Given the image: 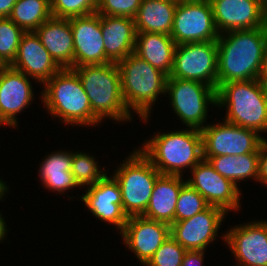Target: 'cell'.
Returning <instances> with one entry per match:
<instances>
[{
	"mask_svg": "<svg viewBox=\"0 0 267 266\" xmlns=\"http://www.w3.org/2000/svg\"><path fill=\"white\" fill-rule=\"evenodd\" d=\"M74 39V68L111 62L105 55L101 15L97 12L69 18Z\"/></svg>",
	"mask_w": 267,
	"mask_h": 266,
	"instance_id": "2e32d148",
	"label": "cell"
},
{
	"mask_svg": "<svg viewBox=\"0 0 267 266\" xmlns=\"http://www.w3.org/2000/svg\"><path fill=\"white\" fill-rule=\"evenodd\" d=\"M219 34L267 26V14L257 0H209Z\"/></svg>",
	"mask_w": 267,
	"mask_h": 266,
	"instance_id": "d6986e66",
	"label": "cell"
},
{
	"mask_svg": "<svg viewBox=\"0 0 267 266\" xmlns=\"http://www.w3.org/2000/svg\"><path fill=\"white\" fill-rule=\"evenodd\" d=\"M209 206L202 195L188 183H185L178 195L175 209V222L189 219L206 210Z\"/></svg>",
	"mask_w": 267,
	"mask_h": 266,
	"instance_id": "4dcf8cb0",
	"label": "cell"
},
{
	"mask_svg": "<svg viewBox=\"0 0 267 266\" xmlns=\"http://www.w3.org/2000/svg\"><path fill=\"white\" fill-rule=\"evenodd\" d=\"M120 234L125 246L144 266L170 236V225L144 216H131Z\"/></svg>",
	"mask_w": 267,
	"mask_h": 266,
	"instance_id": "e0dca14e",
	"label": "cell"
},
{
	"mask_svg": "<svg viewBox=\"0 0 267 266\" xmlns=\"http://www.w3.org/2000/svg\"><path fill=\"white\" fill-rule=\"evenodd\" d=\"M30 77L10 66H0V126L17 127V114L34 101Z\"/></svg>",
	"mask_w": 267,
	"mask_h": 266,
	"instance_id": "9a60e30c",
	"label": "cell"
},
{
	"mask_svg": "<svg viewBox=\"0 0 267 266\" xmlns=\"http://www.w3.org/2000/svg\"><path fill=\"white\" fill-rule=\"evenodd\" d=\"M101 32L105 55L112 63L134 53L137 33L134 18L101 15Z\"/></svg>",
	"mask_w": 267,
	"mask_h": 266,
	"instance_id": "44dd1931",
	"label": "cell"
},
{
	"mask_svg": "<svg viewBox=\"0 0 267 266\" xmlns=\"http://www.w3.org/2000/svg\"><path fill=\"white\" fill-rule=\"evenodd\" d=\"M182 177L161 174L155 182L149 205L142 216L169 225L173 224L178 195L186 183Z\"/></svg>",
	"mask_w": 267,
	"mask_h": 266,
	"instance_id": "603a6c76",
	"label": "cell"
},
{
	"mask_svg": "<svg viewBox=\"0 0 267 266\" xmlns=\"http://www.w3.org/2000/svg\"><path fill=\"white\" fill-rule=\"evenodd\" d=\"M226 212L219 207L209 206L195 216L170 225V236L187 251H205L209 243L216 240L218 230Z\"/></svg>",
	"mask_w": 267,
	"mask_h": 266,
	"instance_id": "5bb4252c",
	"label": "cell"
},
{
	"mask_svg": "<svg viewBox=\"0 0 267 266\" xmlns=\"http://www.w3.org/2000/svg\"><path fill=\"white\" fill-rule=\"evenodd\" d=\"M80 198L96 219L111 223L122 232L128 216L122 208L120 187L112 176L106 175L102 180L88 186Z\"/></svg>",
	"mask_w": 267,
	"mask_h": 266,
	"instance_id": "ac0fdd59",
	"label": "cell"
},
{
	"mask_svg": "<svg viewBox=\"0 0 267 266\" xmlns=\"http://www.w3.org/2000/svg\"><path fill=\"white\" fill-rule=\"evenodd\" d=\"M262 82V85H263V88H264V91H265V96H266V99H267V81H261Z\"/></svg>",
	"mask_w": 267,
	"mask_h": 266,
	"instance_id": "b9f144b4",
	"label": "cell"
},
{
	"mask_svg": "<svg viewBox=\"0 0 267 266\" xmlns=\"http://www.w3.org/2000/svg\"><path fill=\"white\" fill-rule=\"evenodd\" d=\"M4 218L2 217V214L0 213V241L3 240L8 232L7 225L5 224Z\"/></svg>",
	"mask_w": 267,
	"mask_h": 266,
	"instance_id": "74e56055",
	"label": "cell"
},
{
	"mask_svg": "<svg viewBox=\"0 0 267 266\" xmlns=\"http://www.w3.org/2000/svg\"><path fill=\"white\" fill-rule=\"evenodd\" d=\"M142 0H99V15L126 16L134 18Z\"/></svg>",
	"mask_w": 267,
	"mask_h": 266,
	"instance_id": "836d02e7",
	"label": "cell"
},
{
	"mask_svg": "<svg viewBox=\"0 0 267 266\" xmlns=\"http://www.w3.org/2000/svg\"><path fill=\"white\" fill-rule=\"evenodd\" d=\"M264 64H267V42H266V58Z\"/></svg>",
	"mask_w": 267,
	"mask_h": 266,
	"instance_id": "7bdbcfd3",
	"label": "cell"
},
{
	"mask_svg": "<svg viewBox=\"0 0 267 266\" xmlns=\"http://www.w3.org/2000/svg\"><path fill=\"white\" fill-rule=\"evenodd\" d=\"M127 109L147 123L152 105L165 94L167 75L134 53L117 63ZM154 103V104H153ZM133 110V111H132Z\"/></svg>",
	"mask_w": 267,
	"mask_h": 266,
	"instance_id": "277c9868",
	"label": "cell"
},
{
	"mask_svg": "<svg viewBox=\"0 0 267 266\" xmlns=\"http://www.w3.org/2000/svg\"><path fill=\"white\" fill-rule=\"evenodd\" d=\"M168 1H171V2H178V1H181V0H168Z\"/></svg>",
	"mask_w": 267,
	"mask_h": 266,
	"instance_id": "ee69618b",
	"label": "cell"
},
{
	"mask_svg": "<svg viewBox=\"0 0 267 266\" xmlns=\"http://www.w3.org/2000/svg\"><path fill=\"white\" fill-rule=\"evenodd\" d=\"M176 50V43L168 34L137 32L134 54L151 66L170 75Z\"/></svg>",
	"mask_w": 267,
	"mask_h": 266,
	"instance_id": "cb8c5ba5",
	"label": "cell"
},
{
	"mask_svg": "<svg viewBox=\"0 0 267 266\" xmlns=\"http://www.w3.org/2000/svg\"><path fill=\"white\" fill-rule=\"evenodd\" d=\"M216 42L217 89L230 81L261 78L266 58L267 26L224 32Z\"/></svg>",
	"mask_w": 267,
	"mask_h": 266,
	"instance_id": "6da1fadb",
	"label": "cell"
},
{
	"mask_svg": "<svg viewBox=\"0 0 267 266\" xmlns=\"http://www.w3.org/2000/svg\"><path fill=\"white\" fill-rule=\"evenodd\" d=\"M25 31L9 18H0V66H10Z\"/></svg>",
	"mask_w": 267,
	"mask_h": 266,
	"instance_id": "f546056e",
	"label": "cell"
},
{
	"mask_svg": "<svg viewBox=\"0 0 267 266\" xmlns=\"http://www.w3.org/2000/svg\"><path fill=\"white\" fill-rule=\"evenodd\" d=\"M222 237L237 260L236 266H267L266 220L236 225Z\"/></svg>",
	"mask_w": 267,
	"mask_h": 266,
	"instance_id": "4fadbf2b",
	"label": "cell"
},
{
	"mask_svg": "<svg viewBox=\"0 0 267 266\" xmlns=\"http://www.w3.org/2000/svg\"><path fill=\"white\" fill-rule=\"evenodd\" d=\"M88 95L92 112L101 120L110 118L116 122L132 119L122 93L117 63L83 65L73 68Z\"/></svg>",
	"mask_w": 267,
	"mask_h": 266,
	"instance_id": "5b68a950",
	"label": "cell"
},
{
	"mask_svg": "<svg viewBox=\"0 0 267 266\" xmlns=\"http://www.w3.org/2000/svg\"><path fill=\"white\" fill-rule=\"evenodd\" d=\"M41 100L48 113L65 124L97 126L102 121L92 112L88 95L77 73L62 68L44 84Z\"/></svg>",
	"mask_w": 267,
	"mask_h": 266,
	"instance_id": "3957f363",
	"label": "cell"
},
{
	"mask_svg": "<svg viewBox=\"0 0 267 266\" xmlns=\"http://www.w3.org/2000/svg\"><path fill=\"white\" fill-rule=\"evenodd\" d=\"M203 250H189L186 251L181 263V266H202L204 261Z\"/></svg>",
	"mask_w": 267,
	"mask_h": 266,
	"instance_id": "d590c367",
	"label": "cell"
},
{
	"mask_svg": "<svg viewBox=\"0 0 267 266\" xmlns=\"http://www.w3.org/2000/svg\"><path fill=\"white\" fill-rule=\"evenodd\" d=\"M72 154L71 150H59L46 155L38 173L45 188L63 194L67 190L79 187L71 173Z\"/></svg>",
	"mask_w": 267,
	"mask_h": 266,
	"instance_id": "d4e9b609",
	"label": "cell"
},
{
	"mask_svg": "<svg viewBox=\"0 0 267 266\" xmlns=\"http://www.w3.org/2000/svg\"><path fill=\"white\" fill-rule=\"evenodd\" d=\"M200 131L203 157L260 153V147L266 140L255 130L226 121L213 125L207 123Z\"/></svg>",
	"mask_w": 267,
	"mask_h": 266,
	"instance_id": "30bf717a",
	"label": "cell"
},
{
	"mask_svg": "<svg viewBox=\"0 0 267 266\" xmlns=\"http://www.w3.org/2000/svg\"><path fill=\"white\" fill-rule=\"evenodd\" d=\"M10 67L43 85L62 69L42 45L35 31L22 35L17 55Z\"/></svg>",
	"mask_w": 267,
	"mask_h": 266,
	"instance_id": "ffe728a7",
	"label": "cell"
},
{
	"mask_svg": "<svg viewBox=\"0 0 267 266\" xmlns=\"http://www.w3.org/2000/svg\"><path fill=\"white\" fill-rule=\"evenodd\" d=\"M262 10L267 14V0H257Z\"/></svg>",
	"mask_w": 267,
	"mask_h": 266,
	"instance_id": "ab89813d",
	"label": "cell"
},
{
	"mask_svg": "<svg viewBox=\"0 0 267 266\" xmlns=\"http://www.w3.org/2000/svg\"><path fill=\"white\" fill-rule=\"evenodd\" d=\"M17 0H0V18H8Z\"/></svg>",
	"mask_w": 267,
	"mask_h": 266,
	"instance_id": "8d00e7d4",
	"label": "cell"
},
{
	"mask_svg": "<svg viewBox=\"0 0 267 266\" xmlns=\"http://www.w3.org/2000/svg\"><path fill=\"white\" fill-rule=\"evenodd\" d=\"M35 32L61 68H74V39L69 19L51 17Z\"/></svg>",
	"mask_w": 267,
	"mask_h": 266,
	"instance_id": "7402d4cb",
	"label": "cell"
},
{
	"mask_svg": "<svg viewBox=\"0 0 267 266\" xmlns=\"http://www.w3.org/2000/svg\"><path fill=\"white\" fill-rule=\"evenodd\" d=\"M259 155L260 153H247L237 156L203 157V159L208 160L221 176L238 186L237 182L246 178H254L258 182Z\"/></svg>",
	"mask_w": 267,
	"mask_h": 266,
	"instance_id": "4316f807",
	"label": "cell"
},
{
	"mask_svg": "<svg viewBox=\"0 0 267 266\" xmlns=\"http://www.w3.org/2000/svg\"><path fill=\"white\" fill-rule=\"evenodd\" d=\"M219 35L209 0L178 1L170 33L176 45L217 41Z\"/></svg>",
	"mask_w": 267,
	"mask_h": 266,
	"instance_id": "9c48e42d",
	"label": "cell"
},
{
	"mask_svg": "<svg viewBox=\"0 0 267 266\" xmlns=\"http://www.w3.org/2000/svg\"><path fill=\"white\" fill-rule=\"evenodd\" d=\"M260 80L267 81V64H264L263 66V71Z\"/></svg>",
	"mask_w": 267,
	"mask_h": 266,
	"instance_id": "60d3db41",
	"label": "cell"
},
{
	"mask_svg": "<svg viewBox=\"0 0 267 266\" xmlns=\"http://www.w3.org/2000/svg\"><path fill=\"white\" fill-rule=\"evenodd\" d=\"M165 94L178 119L188 128L203 129L209 104H217L216 89L197 81L167 77Z\"/></svg>",
	"mask_w": 267,
	"mask_h": 266,
	"instance_id": "ba28073f",
	"label": "cell"
},
{
	"mask_svg": "<svg viewBox=\"0 0 267 266\" xmlns=\"http://www.w3.org/2000/svg\"><path fill=\"white\" fill-rule=\"evenodd\" d=\"M177 4L168 0H142L134 17L136 32L170 35Z\"/></svg>",
	"mask_w": 267,
	"mask_h": 266,
	"instance_id": "484cf974",
	"label": "cell"
},
{
	"mask_svg": "<svg viewBox=\"0 0 267 266\" xmlns=\"http://www.w3.org/2000/svg\"><path fill=\"white\" fill-rule=\"evenodd\" d=\"M186 251L169 236L144 266H181Z\"/></svg>",
	"mask_w": 267,
	"mask_h": 266,
	"instance_id": "d6a6232c",
	"label": "cell"
},
{
	"mask_svg": "<svg viewBox=\"0 0 267 266\" xmlns=\"http://www.w3.org/2000/svg\"><path fill=\"white\" fill-rule=\"evenodd\" d=\"M71 173L79 187H88L102 180L107 174L93 156L87 153L75 152L72 154Z\"/></svg>",
	"mask_w": 267,
	"mask_h": 266,
	"instance_id": "f1b7e54d",
	"label": "cell"
},
{
	"mask_svg": "<svg viewBox=\"0 0 267 266\" xmlns=\"http://www.w3.org/2000/svg\"><path fill=\"white\" fill-rule=\"evenodd\" d=\"M51 14L55 18L69 19L97 11L99 0H50Z\"/></svg>",
	"mask_w": 267,
	"mask_h": 266,
	"instance_id": "1f68e13d",
	"label": "cell"
},
{
	"mask_svg": "<svg viewBox=\"0 0 267 266\" xmlns=\"http://www.w3.org/2000/svg\"><path fill=\"white\" fill-rule=\"evenodd\" d=\"M140 147L139 151L163 175L183 176L185 168L191 170L203 159L202 134L196 128L157 132Z\"/></svg>",
	"mask_w": 267,
	"mask_h": 266,
	"instance_id": "7a4b0ae2",
	"label": "cell"
},
{
	"mask_svg": "<svg viewBox=\"0 0 267 266\" xmlns=\"http://www.w3.org/2000/svg\"><path fill=\"white\" fill-rule=\"evenodd\" d=\"M160 172L136 149L111 175L121 190L122 208L128 217L142 216L149 205Z\"/></svg>",
	"mask_w": 267,
	"mask_h": 266,
	"instance_id": "52a82bcc",
	"label": "cell"
},
{
	"mask_svg": "<svg viewBox=\"0 0 267 266\" xmlns=\"http://www.w3.org/2000/svg\"><path fill=\"white\" fill-rule=\"evenodd\" d=\"M217 64L216 41L179 44L168 77L205 83L217 90Z\"/></svg>",
	"mask_w": 267,
	"mask_h": 266,
	"instance_id": "8fae6325",
	"label": "cell"
},
{
	"mask_svg": "<svg viewBox=\"0 0 267 266\" xmlns=\"http://www.w3.org/2000/svg\"><path fill=\"white\" fill-rule=\"evenodd\" d=\"M9 187L4 183L2 179H0V200L5 197L6 193H8Z\"/></svg>",
	"mask_w": 267,
	"mask_h": 266,
	"instance_id": "f35d334b",
	"label": "cell"
},
{
	"mask_svg": "<svg viewBox=\"0 0 267 266\" xmlns=\"http://www.w3.org/2000/svg\"><path fill=\"white\" fill-rule=\"evenodd\" d=\"M51 17L50 0H17L8 16L25 32L35 31Z\"/></svg>",
	"mask_w": 267,
	"mask_h": 266,
	"instance_id": "83f0119b",
	"label": "cell"
},
{
	"mask_svg": "<svg viewBox=\"0 0 267 266\" xmlns=\"http://www.w3.org/2000/svg\"><path fill=\"white\" fill-rule=\"evenodd\" d=\"M216 100V107L227 108L224 121L267 133V99L260 79L223 83Z\"/></svg>",
	"mask_w": 267,
	"mask_h": 266,
	"instance_id": "8992f818",
	"label": "cell"
},
{
	"mask_svg": "<svg viewBox=\"0 0 267 266\" xmlns=\"http://www.w3.org/2000/svg\"><path fill=\"white\" fill-rule=\"evenodd\" d=\"M186 180L210 206L222 208L226 213L240 210L242 192L232 181L221 176L208 160L202 159L191 170Z\"/></svg>",
	"mask_w": 267,
	"mask_h": 266,
	"instance_id": "7c38bea8",
	"label": "cell"
},
{
	"mask_svg": "<svg viewBox=\"0 0 267 266\" xmlns=\"http://www.w3.org/2000/svg\"><path fill=\"white\" fill-rule=\"evenodd\" d=\"M258 182L267 187V139L260 147Z\"/></svg>",
	"mask_w": 267,
	"mask_h": 266,
	"instance_id": "e575fe53",
	"label": "cell"
}]
</instances>
